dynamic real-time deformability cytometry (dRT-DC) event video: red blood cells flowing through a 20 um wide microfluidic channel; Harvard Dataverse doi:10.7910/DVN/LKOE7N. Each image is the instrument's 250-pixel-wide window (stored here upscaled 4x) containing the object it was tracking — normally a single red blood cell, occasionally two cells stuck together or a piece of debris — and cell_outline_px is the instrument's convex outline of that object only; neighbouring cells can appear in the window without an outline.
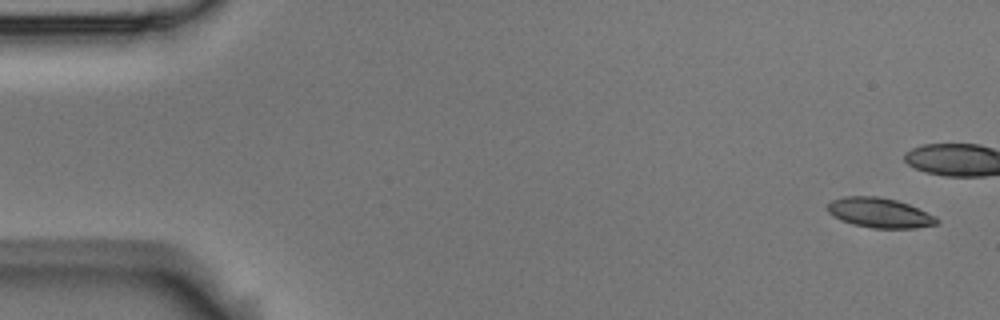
{"species": "Egyptian fruit bat (a non-hibernating species)", "species_latin": "Rousettus aegyptiacus", "temperature_condition": "room temperature", "stored_images_in_passage": 16, "camera_frame_rate_fps": 3000, "um_per_image_px": 0.085, "animal": {"sex": "male"}, "frame": {"image": 1, "passage_image": 1, "time_ms": 0.0, "image_size_px": [1000, 320], "cell_outline_px": [[940, 220], [936, 224], [916, 228], [872, 228], [852, 224], [840, 220], [832, 216], [828, 212], [828, 204], [832, 200], [844, 196], [876, 196], [896, 200], [908, 204], [936, 216]], "centroid_in_image_um": [74.75, 18.09], "position_along_channel_um": 10.2, "area_um2": 19.02}}
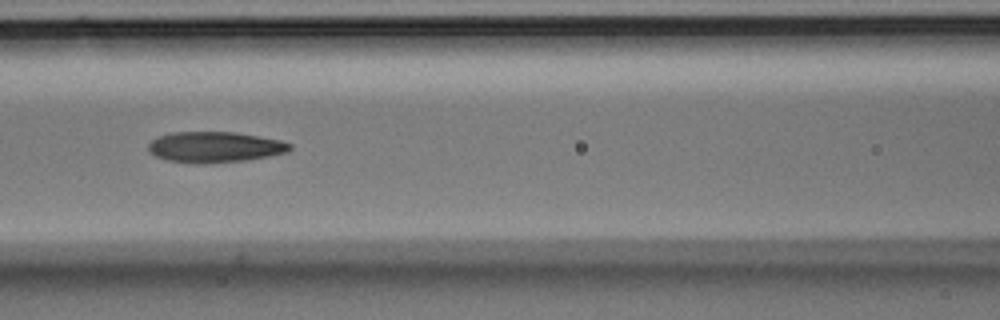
{"frame": {"image": 2, "passage_image": 7, "time_ms": 2.0, "image_size_px": [1000, 320], "cell_outline_px": [[292, 148], [288, 152], [248, 160], [204, 164], [192, 164], [168, 160], [156, 156], [148, 152], [148, 144], [152, 140], [160, 136], [172, 132], [232, 132], [280, 140], [292, 144]], "centroid_in_image_um": [18.24, 12.51], "position_along_channel_um": 148.4, "area_um2": 25.43}}
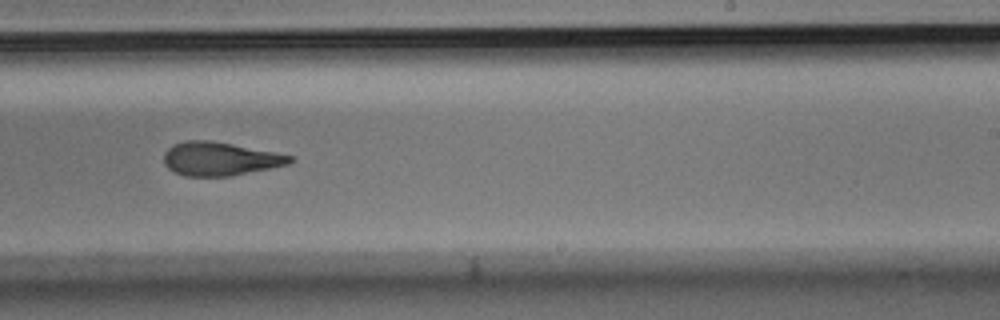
{"frame": {"image": 3, "passage_image": 10, "time_ms": 3.0, "image_size_px": [1000, 320], "cell_outline_px": [[292, 160], [288, 164], [232, 176], [184, 176], [168, 168], [164, 164], [164, 152], [172, 144], [184, 140], [208, 140], [232, 144], [292, 156]], "centroid_in_image_um": [18.62, 13.5], "position_along_channel_um": 270.4, "area_um2": 24.39}}